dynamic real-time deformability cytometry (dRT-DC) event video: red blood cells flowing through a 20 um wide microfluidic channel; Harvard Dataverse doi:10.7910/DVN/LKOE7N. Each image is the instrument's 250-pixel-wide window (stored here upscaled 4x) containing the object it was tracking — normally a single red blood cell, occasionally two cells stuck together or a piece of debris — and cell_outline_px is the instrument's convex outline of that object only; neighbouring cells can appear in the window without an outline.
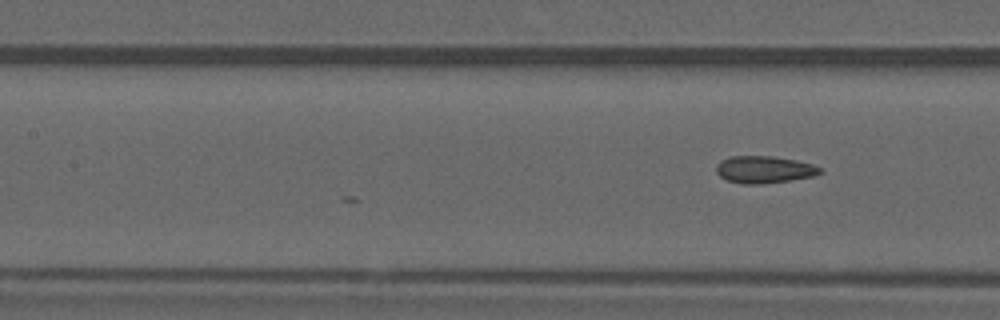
{"species": "common noctule bat (a hibernating species)", "species_latin": "Nyctalus noctula", "temperature_condition": "warm", "stored_images_in_passage": 22, "camera_frame_rate_fps": 3000, "um_per_image_px": 0.085, "animal": {"sex": "male", "forearm_length_mm": 52.5}, "frame": {"image": 1, "passage_image": 22, "time_ms": 7.0, "image_size_px": [1000, 320], "cell_outline_px": [[824, 172], [812, 176], [788, 180], [760, 184], [740, 184], [728, 180], [720, 176], [716, 172], [716, 164], [720, 160], [732, 156], [772, 156], [796, 160], [812, 164], [824, 168]], "centroid_in_image_um": [64.96, 14.4], "position_along_channel_um": 142.4, "area_um2": 16.47}}